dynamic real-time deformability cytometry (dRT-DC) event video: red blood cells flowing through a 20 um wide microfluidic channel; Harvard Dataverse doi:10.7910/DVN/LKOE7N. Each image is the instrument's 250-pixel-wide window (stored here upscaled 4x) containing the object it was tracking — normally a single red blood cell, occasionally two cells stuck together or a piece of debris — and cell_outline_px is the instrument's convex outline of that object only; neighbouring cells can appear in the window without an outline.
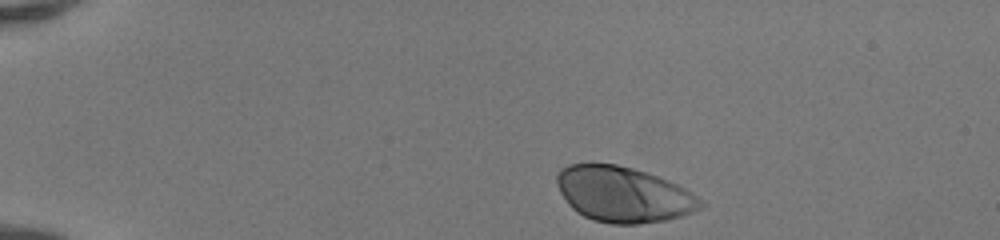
{"species": "human", "species_latin": "Homo sapiens", "temperature_condition": "room temperature", "stored_images_in_passage": 36, "camera_frame_rate_fps": 3000, "um_per_image_px": 0.085, "donor": {"sex": "female"}, "frame": {"image": 1, "passage_image": 1, "time_ms": 0.0, "image_size_px": [1000, 240], "cell_outline_px": [[704, 204], [700, 208], [692, 212], [668, 220], [636, 224], [612, 224], [592, 220], [576, 212], [568, 204], [560, 192], [556, 180], [556, 176], [560, 168], [568, 164], [592, 160], [616, 164], [648, 172], [660, 176], [684, 188], [704, 200]], "centroid_in_image_um": [52.95, 16.48], "position_along_channel_um": 32.1, "area_um2": 47.34}}
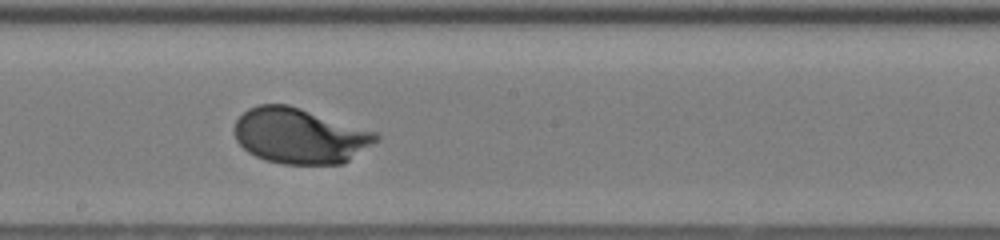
{"frame": {"image": 2, "passage_image": 21, "time_ms": 6.667, "image_size_px": [1000, 240], "cell_outline_px": [[380, 140], [344, 164], [284, 164], [264, 160], [248, 152], [236, 140], [236, 120], [248, 108], [256, 104], [288, 104], [376, 132], [380, 136]], "centroid_in_image_um": [25.51, 11.55], "position_along_channel_um": 222.7, "area_um2": 45.78}}
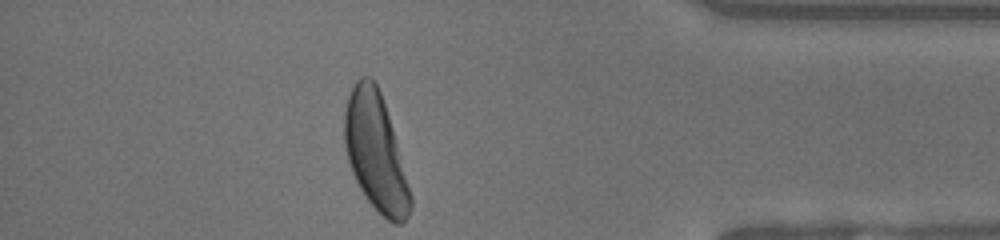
{"frame": {"image": 3, "passage_image": 36, "time_ms": 11.667, "image_size_px": [1000, 240], "cell_outline_px": [[412, 208], [408, 216], [400, 224], [392, 224], [364, 196], [352, 172], [348, 160], [344, 144], [344, 112], [348, 96], [356, 80], [360, 76], [368, 76], [376, 84], [380, 92], [392, 128], [412, 196]], "centroid_in_image_um": [31.91, 12.94], "position_along_channel_um": 403.3, "area_um2": 44.56}, "authors_computed_cell_mechanics": {"area_um2": 45.1996, "velocity_mm_per_s": 4.117, "shape_relaxation_time_tau1_ms": 2.019, "shape_relaxation_time_tau2_ms": null, "deformation_change_tau1": 0.1537, "deformation_change_tau2": null}}